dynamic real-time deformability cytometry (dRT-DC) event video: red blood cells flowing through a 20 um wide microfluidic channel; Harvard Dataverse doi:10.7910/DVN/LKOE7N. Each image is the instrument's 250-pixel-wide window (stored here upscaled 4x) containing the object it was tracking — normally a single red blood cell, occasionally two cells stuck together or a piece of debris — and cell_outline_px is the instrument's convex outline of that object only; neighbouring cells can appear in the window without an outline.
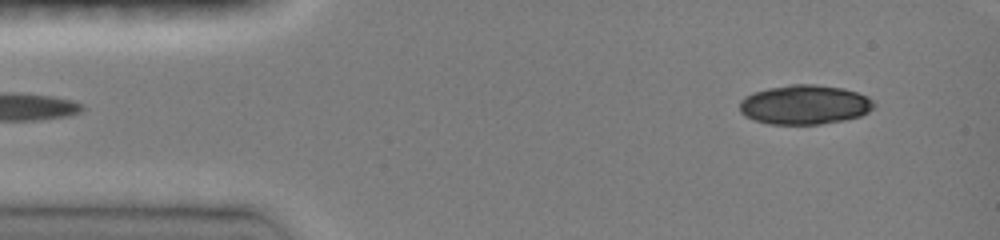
{"species": "common noctule bat (a hibernating species)", "species_latin": "Nyctalus noctula", "temperature_condition": "room temperature", "stored_images_in_passage": 10, "camera_frame_rate_fps": 3000, "um_per_image_px": 0.085, "animal": {"sex": "female", "body_mass_g": 19.0, "forearm_length_mm": 51.5}, "frame": {"image": 1, "passage_image": 1, "time_ms": 0.0, "image_size_px": [1000, 240], "cell_outline_px": [[876, 104], [868, 112], [860, 116], [844, 120], [820, 124], [768, 124], [744, 116], [740, 112], [740, 100], [744, 96], [752, 92], [768, 88], [792, 84], [816, 84], [844, 88], [868, 96]], "centroid_in_image_um": [68.38, 8.89], "position_along_channel_um": 16.6, "area_um2": 31.04}}